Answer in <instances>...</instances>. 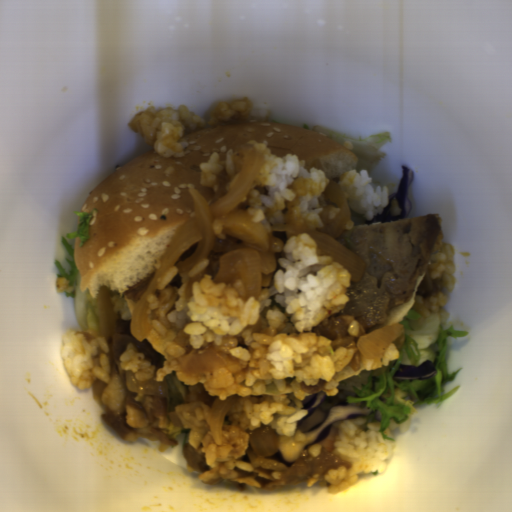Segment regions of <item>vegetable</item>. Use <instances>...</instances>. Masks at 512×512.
Returning a JSON list of instances; mask_svg holds the SVG:
<instances>
[{"mask_svg":"<svg viewBox=\"0 0 512 512\" xmlns=\"http://www.w3.org/2000/svg\"><path fill=\"white\" fill-rule=\"evenodd\" d=\"M397 324H402L404 330V341L398 349L399 359L372 370L365 369L360 362L359 370H353L347 364L331 377L338 383V389L354 391L346 397L349 404L364 401L369 411L365 423H380L377 432L392 442L393 437L385 434L390 419L397 423L410 420L418 404L447 400L459 391L461 386L458 385L446 390L447 384L461 371L459 368L448 373L446 369L448 338L469 334L456 330L454 325L444 327L437 312L423 317L413 307ZM428 360L436 368L430 379L409 382L393 379L399 365H421Z\"/></svg>","mask_w":512,"mask_h":512,"instance_id":"1","label":"vegetable"},{"mask_svg":"<svg viewBox=\"0 0 512 512\" xmlns=\"http://www.w3.org/2000/svg\"><path fill=\"white\" fill-rule=\"evenodd\" d=\"M310 131L350 149L356 156L354 170L358 173L361 170H367L368 173L372 171L385 157L384 151L380 149L391 140L390 131L369 135L366 139H355L318 125L312 127Z\"/></svg>","mask_w":512,"mask_h":512,"instance_id":"2","label":"vegetable"},{"mask_svg":"<svg viewBox=\"0 0 512 512\" xmlns=\"http://www.w3.org/2000/svg\"><path fill=\"white\" fill-rule=\"evenodd\" d=\"M61 241H62L63 246L65 247V249L68 251V253L71 256V260H69L68 258L66 259L67 263L70 265V271H69V274H67V272L63 268L60 261L56 259V260H54L55 266L58 270V274L56 275V277H58V278L63 277L64 279H66L69 282V284L72 287V291L69 293H65L66 298H73L76 300V291H77V285H78V279L80 277V273L77 269L76 262H75V249L69 244V242L66 240V238L63 237L62 235H61Z\"/></svg>","mask_w":512,"mask_h":512,"instance_id":"3","label":"vegetable"},{"mask_svg":"<svg viewBox=\"0 0 512 512\" xmlns=\"http://www.w3.org/2000/svg\"><path fill=\"white\" fill-rule=\"evenodd\" d=\"M99 211L96 209H93L90 211V213H86L83 211L75 210L73 213L79 216L80 222L78 223L75 232L72 233H66L67 238H79V246H83L84 243L89 240V228H90V222L94 214H98Z\"/></svg>","mask_w":512,"mask_h":512,"instance_id":"4","label":"vegetable"}]
</instances>
